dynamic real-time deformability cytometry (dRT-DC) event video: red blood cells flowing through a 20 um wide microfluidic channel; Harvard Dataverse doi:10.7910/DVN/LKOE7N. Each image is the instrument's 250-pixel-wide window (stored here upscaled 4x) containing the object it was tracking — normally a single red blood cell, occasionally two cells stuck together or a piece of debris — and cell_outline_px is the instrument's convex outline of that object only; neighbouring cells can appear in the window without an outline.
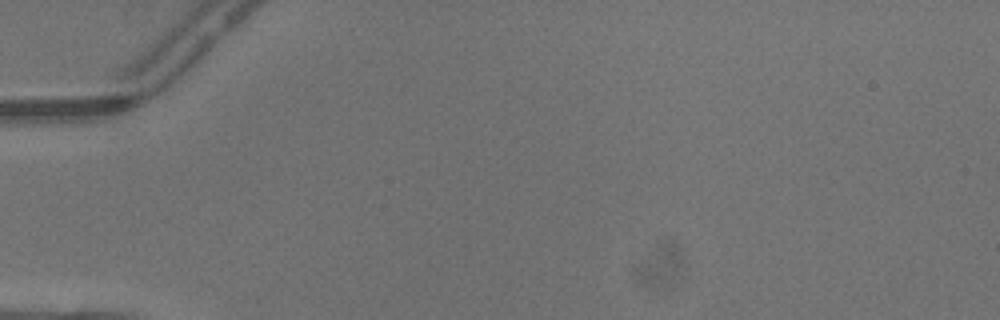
{"species": "common noctule bat (a hibernating species)", "species_latin": "Nyctalus noctula", "temperature_condition": "warm", "stored_images_in_passage": 1, "camera_frame_rate_fps": 3000, "um_per_image_px": 0.085, "animal": {"sex": "male", "body_mass_g": 13.3}, "frame": {"image": 1, "passage_image": 1, "time_ms": 0.0, "image_size_px": [1000, 320], "cell_outline_px": [[204, 80], [196, 88], [168, 112], [160, 116], [152, 112], [180, 64], [196, 44], [204, 40]], "centroid_in_image_um": [15.58, 6.83], "position_along_channel_um": 69.4, "area_um2": 11.79}}